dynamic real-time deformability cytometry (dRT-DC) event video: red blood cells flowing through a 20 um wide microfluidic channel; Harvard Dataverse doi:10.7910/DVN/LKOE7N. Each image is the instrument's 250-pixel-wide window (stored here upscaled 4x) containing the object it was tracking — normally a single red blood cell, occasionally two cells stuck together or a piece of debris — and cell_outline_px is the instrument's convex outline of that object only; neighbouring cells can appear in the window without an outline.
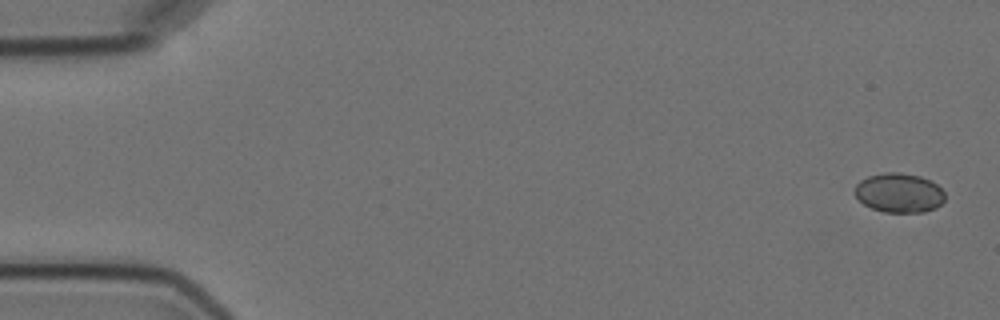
{"species": "Egyptian fruit bat (a non-hibernating species)", "species_latin": "Rousettus aegyptiacus", "temperature_condition": "cold", "stored_images_in_passage": 4, "camera_frame_rate_fps": 3000, "um_per_image_px": 0.085, "animal": {"sex": "female"}, "frame": {"image": 1, "passage_image": 1, "time_ms": 0.0, "image_size_px": [1000, 320], "cell_outline_px": [[944, 200], [936, 208], [924, 212], [884, 212], [872, 208], [864, 204], [852, 192], [856, 184], [860, 180], [868, 176], [884, 172], [900, 172], [920, 176], [936, 184], [944, 192]], "centroid_in_image_um": [76.39, 16.39], "position_along_channel_um": 8.6, "area_um2": 20.75}}
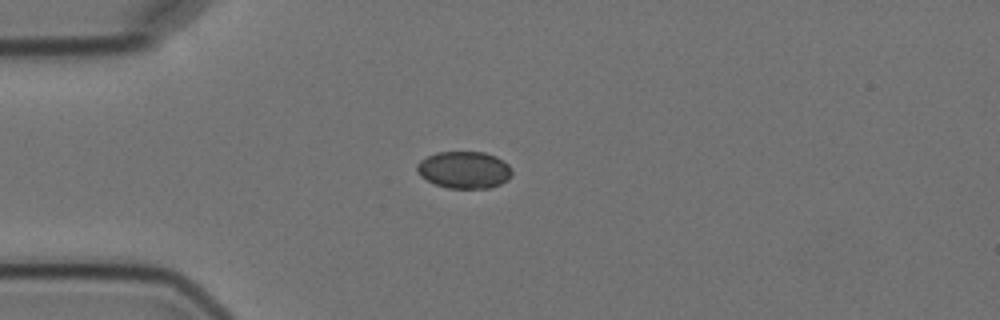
{"frame": {"image": 2, "passage_image": 4, "time_ms": 4.333, "image_size_px": [1000, 320], "cell_outline_px": [[512, 176], [508, 180], [500, 184], [488, 188], [448, 188], [436, 184], [420, 176], [416, 168], [416, 164], [420, 160], [436, 152], [484, 152], [496, 156], [504, 160], [512, 168]], "centroid_in_image_um": [39.48, 14.43], "position_along_channel_um": 45.5, "area_um2": 20.63}}